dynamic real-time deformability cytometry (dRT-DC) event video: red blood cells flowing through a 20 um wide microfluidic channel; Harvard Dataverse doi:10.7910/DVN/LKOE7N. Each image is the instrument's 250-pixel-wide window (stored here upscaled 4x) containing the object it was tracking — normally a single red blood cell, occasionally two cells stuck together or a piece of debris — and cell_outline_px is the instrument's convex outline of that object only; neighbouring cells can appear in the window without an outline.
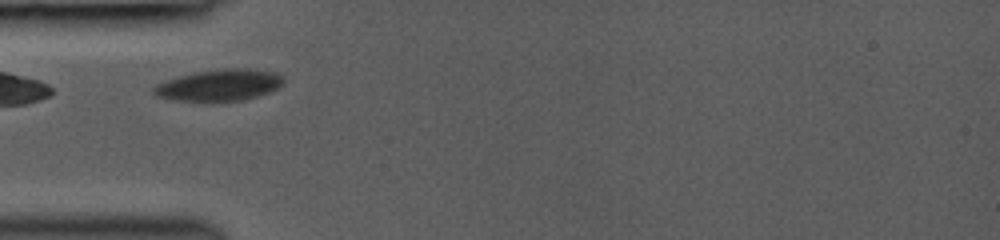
{"species": "common noctule bat (a hibernating species)", "species_latin": "Nyctalus noctula", "temperature_condition": "room temperature", "stored_images_in_passage": 28, "camera_frame_rate_fps": 3000, "um_per_image_px": 0.085, "animal": {"sex": "female", "body_mass_g": 19.0, "forearm_length_mm": 53.3}, "frame": {"image": 1, "passage_image": 1, "time_ms": 0.0, "image_size_px": [1000, 240], "cell_outline_px": [[284, 84], [268, 92], [244, 100], [208, 104], [176, 100], [156, 96], [152, 92], [152, 88], [156, 84], [180, 76], [196, 72], [220, 68], [248, 68], [272, 72], [284, 76]], "centroid_in_image_um": [18.62, 7.27], "position_along_channel_um": 66.4, "area_um2": 24.45}}
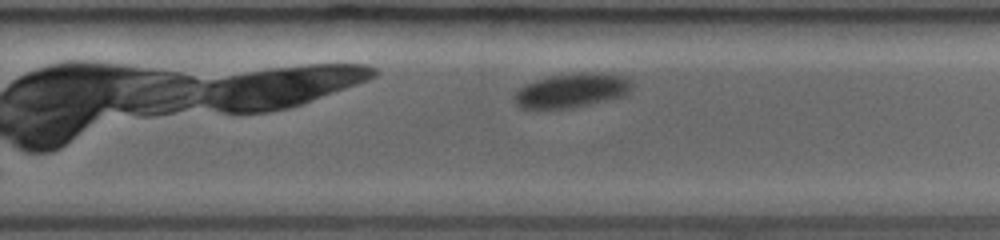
{"frame": {"image": 2, "passage_image": 17, "time_ms": 5.333, "image_size_px": [1000, 240], "cell_outline_px": [[632, 88], [624, 96], [572, 108], [520, 108], [512, 100], [512, 96], [520, 88], [536, 80], [552, 76], [580, 72], [600, 72], [628, 76], [632, 80]], "centroid_in_image_um": [48.64, 7.68], "position_along_channel_um": 281.2, "area_um2": 23.58}}
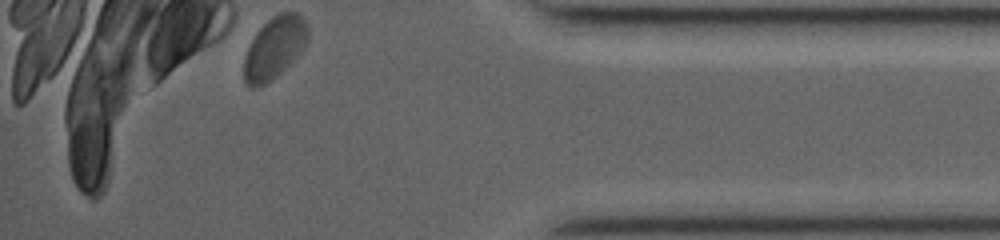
{"frame": {"image": 3, "passage_image": 28, "time_ms": 9.0, "image_size_px": [1000, 240], "cell_outline_px": [[308, 36], [304, 48], [276, 76], [264, 84], [252, 88], [244, 80], [244, 56], [256, 32], [272, 16], [280, 12], [300, 12], [308, 24]], "centroid_in_image_um": [23.35, 4.01], "position_along_channel_um": 411.9, "area_um2": 22.83}, "authors_computed_cell_mechanics": {"area_um2": 24.4205, "velocity_mm_per_s": 4.0509, "shape_relaxation_time_tau1_ms": 0.784, "shape_relaxation_time_tau2_ms": null, "deformation_change_tau1": 0.0472, "deformation_change_tau2": null}}